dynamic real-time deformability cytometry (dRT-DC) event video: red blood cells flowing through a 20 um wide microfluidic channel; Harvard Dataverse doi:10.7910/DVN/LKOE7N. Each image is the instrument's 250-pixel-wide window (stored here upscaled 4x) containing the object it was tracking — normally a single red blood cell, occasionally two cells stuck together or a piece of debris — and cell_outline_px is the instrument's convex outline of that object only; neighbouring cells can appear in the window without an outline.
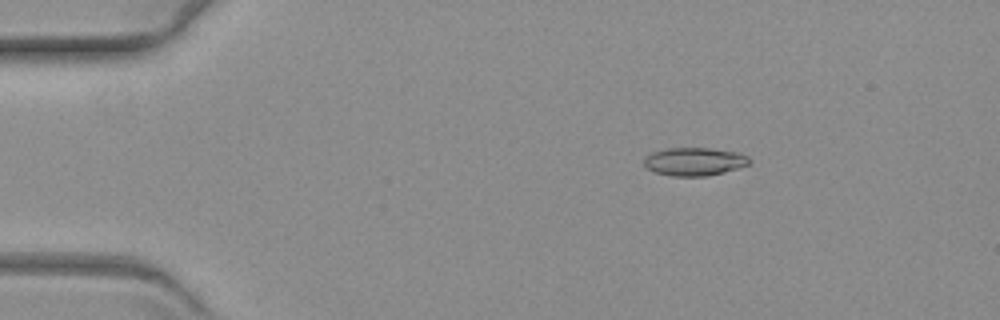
{"species": "common noctule bat (a hibernating species)", "species_latin": "Nyctalus noctula", "temperature_condition": "warm", "stored_images_in_passage": 58, "camera_frame_rate_fps": 3000, "um_per_image_px": 0.085, "animal": {"sex": "female", "body_mass_g": 19.3, "forearm_length_mm": 54.1}, "frame": {"image": 1, "passage_image": 9, "time_ms": 2.667, "image_size_px": [1000, 320], "cell_outline_px": [[752, 160], [748, 164], [724, 172], [708, 176], [672, 176], [656, 172], [648, 168], [644, 164], [644, 160], [652, 152], [668, 148], [708, 148], [740, 152], [748, 156]], "centroid_in_image_um": [59.06, 13.73], "position_along_channel_um": 25.9, "area_um2": 17.17}}
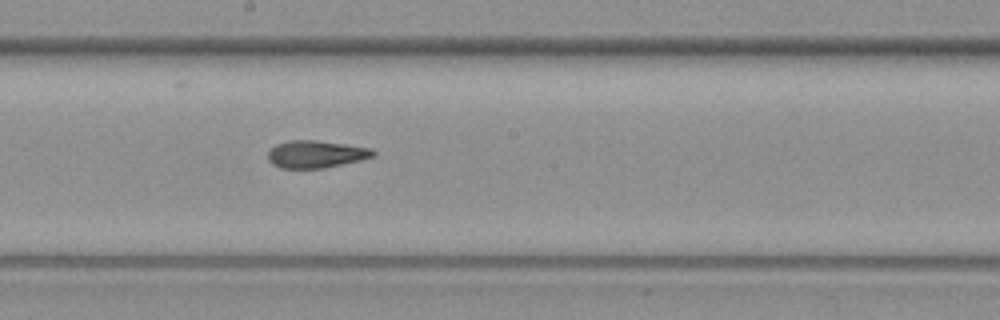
{"frame": {"image": 2, "passage_image": 32, "time_ms": 10.333, "image_size_px": [1000, 320], "cell_outline_px": [[376, 156], [360, 160], [324, 168], [280, 168], [272, 164], [268, 160], [268, 152], [276, 144], [288, 140], [316, 140], [372, 148], [376, 152]], "centroid_in_image_um": [26.86, 13.1], "position_along_channel_um": 221.3, "area_um2": 16.82}}
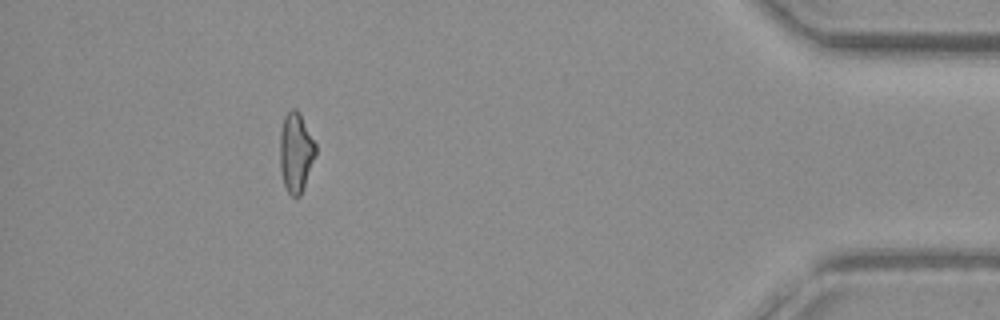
{"frame": {"image": 3, "passage_image": 53, "time_ms": 17.333, "image_size_px": [1000, 320], "cell_outline_px": [[316, 152], [300, 196], [292, 196], [288, 192], [284, 184], [280, 168], [280, 132], [284, 116], [292, 108], [296, 108], [300, 112], [316, 144]], "centroid_in_image_um": [25.14, 12.9], "position_along_channel_um": 410.1, "area_um2": 16.42}}